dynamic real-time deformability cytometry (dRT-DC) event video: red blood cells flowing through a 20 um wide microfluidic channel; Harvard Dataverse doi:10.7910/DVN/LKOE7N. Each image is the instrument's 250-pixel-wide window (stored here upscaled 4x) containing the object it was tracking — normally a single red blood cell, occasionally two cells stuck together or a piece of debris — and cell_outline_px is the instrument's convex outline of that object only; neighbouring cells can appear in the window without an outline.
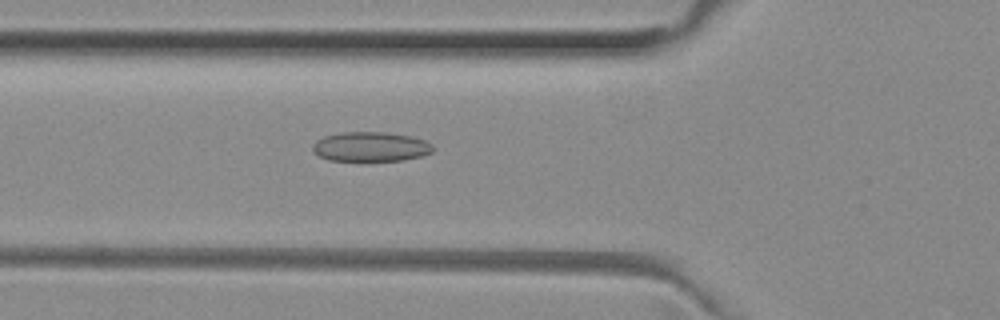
{"species": "common noctule bat (a hibernating species)", "species_latin": "Nyctalus noctula", "temperature_condition": "room temperature", "stored_images_in_passage": 51, "camera_frame_rate_fps": 3000, "um_per_image_px": 0.085, "animal": {"sex": "female", "body_mass_g": 29.2, "forearm_length_mm": 56.3}, "frame": {"image": 1, "passage_image": 18, "time_ms": 5.667, "image_size_px": [1000, 320], "cell_outline_px": [[432, 152], [420, 156], [404, 160], [328, 160], [320, 156], [312, 148], [312, 144], [316, 140], [324, 136], [340, 132], [384, 132], [412, 136], [424, 140], [432, 144]], "centroid_in_image_um": [31.49, 12.45], "position_along_channel_um": 94.3, "area_um2": 20.58}}
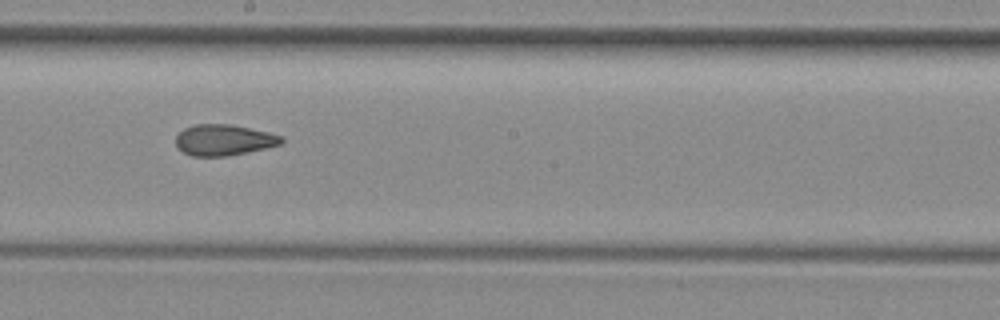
{"frame": {"image": 2, "passage_image": 28, "time_ms": 9.0, "image_size_px": [1000, 320], "cell_outline_px": [[284, 140], [280, 144], [264, 148], [224, 156], [192, 156], [184, 152], [176, 144], [176, 136], [184, 128], [196, 124], [232, 124], [268, 132], [284, 136]], "centroid_in_image_um": [19.03, 11.88], "position_along_channel_um": 229.2, "area_um2": 18.84}}
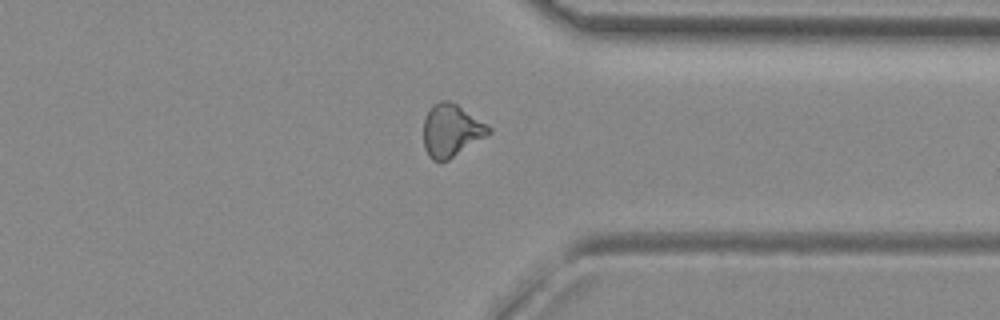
{"frame": {"image": 3, "passage_image": 39, "time_ms": 12.667, "image_size_px": [1000, 320], "cell_outline_px": [[492, 132], [488, 136], [448, 160], [432, 160], [428, 156], [424, 148], [424, 120], [432, 104], [440, 100], [448, 100], [456, 104], [488, 124], [492, 128]], "centroid_in_image_um": [38.38, 11.09], "position_along_channel_um": 373.0, "area_um2": 20.06}, "authors_computed_cell_mechanics": {"area_um2": 20.0566, "velocity_mm_per_s": 4.0322, "shape_relaxation_time_tau1_ms": null, "shape_relaxation_time_tau2_ms": 2.8935, "deformation_change_tau1": null, "deformation_change_tau2": 0.099}}